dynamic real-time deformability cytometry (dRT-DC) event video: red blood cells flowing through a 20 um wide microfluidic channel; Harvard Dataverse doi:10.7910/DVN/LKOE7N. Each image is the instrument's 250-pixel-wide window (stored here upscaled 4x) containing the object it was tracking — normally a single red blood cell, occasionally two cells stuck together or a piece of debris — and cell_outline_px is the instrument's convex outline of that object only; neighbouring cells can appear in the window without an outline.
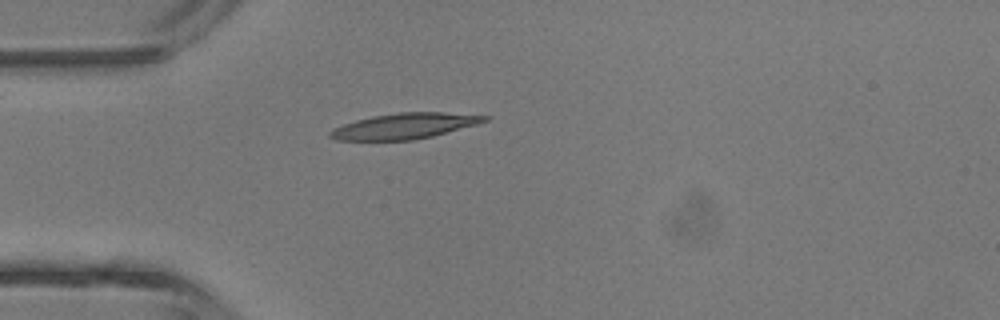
{"species": "common noctule bat (a hibernating species)", "species_latin": "Nyctalus noctula", "temperature_condition": "room temperature", "stored_images_in_passage": 1, "camera_frame_rate_fps": 3000, "um_per_image_px": 0.085, "animal": {"sex": "male", "body_mass_g": 13.3}, "frame": {"image": 1, "passage_image": 1, "time_ms": 0.0, "image_size_px": [1000, 320], "cell_outline_px": [[492, 116], [488, 120], [476, 124], [432, 136], [412, 140], [336, 140], [328, 136], [328, 132], [332, 128], [356, 120], [372, 116], [400, 112], [444, 112]], "centroid_in_image_um": [34.36, 10.71], "position_along_channel_um": 50.6, "area_um2": 23.0}}